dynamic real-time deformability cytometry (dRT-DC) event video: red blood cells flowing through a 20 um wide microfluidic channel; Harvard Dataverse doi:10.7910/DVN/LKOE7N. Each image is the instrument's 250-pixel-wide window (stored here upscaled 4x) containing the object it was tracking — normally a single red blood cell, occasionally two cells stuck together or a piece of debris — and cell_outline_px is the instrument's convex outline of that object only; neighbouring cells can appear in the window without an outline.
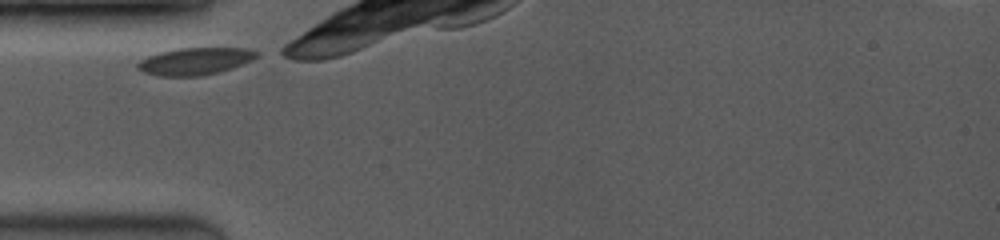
{"species": "common noctule bat (a hibernating species)", "species_latin": "Nyctalus noctula", "temperature_condition": "room temperature", "stored_images_in_passage": 9, "camera_frame_rate_fps": 3500, "um_per_image_px": 0.085, "animal": {"sex": "female", "body_mass_g": 19.0, "forearm_length_mm": 53.3}, "frame": {"image": 1, "passage_image": 1, "time_ms": 0.0, "image_size_px": [1000, 240], "cell_outline_px": [[260, 52], [252, 60], [232, 68], [220, 72], [200, 76], [160, 76], [144, 72], [136, 68], [136, 64], [140, 60], [148, 56], [160, 52], [180, 48], [248, 48]], "centroid_in_image_um": [16.58, 5.2], "position_along_channel_um": 68.4, "area_um2": 18.84}}
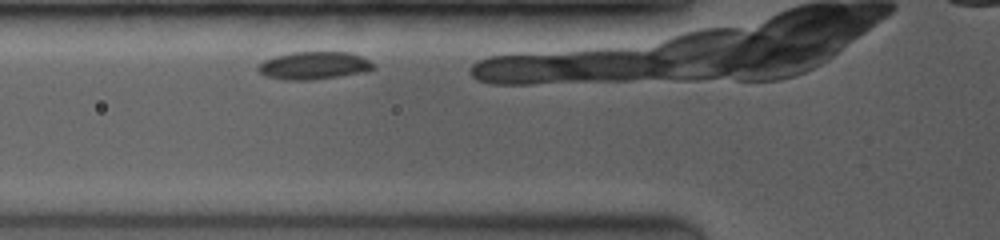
{"frame": {"image": 2, "passage_image": 6, "time_ms": 0.857, "image_size_px": [1000, 240], "cell_outline_px": [[376, 68], [368, 72], [312, 80], [284, 80], [264, 76], [256, 68], [264, 60], [276, 56], [292, 52], [348, 52], [360, 56], [376, 64]], "centroid_in_image_um": [26.72, 5.58], "position_along_channel_um": 99.1, "area_um2": 18.79}}